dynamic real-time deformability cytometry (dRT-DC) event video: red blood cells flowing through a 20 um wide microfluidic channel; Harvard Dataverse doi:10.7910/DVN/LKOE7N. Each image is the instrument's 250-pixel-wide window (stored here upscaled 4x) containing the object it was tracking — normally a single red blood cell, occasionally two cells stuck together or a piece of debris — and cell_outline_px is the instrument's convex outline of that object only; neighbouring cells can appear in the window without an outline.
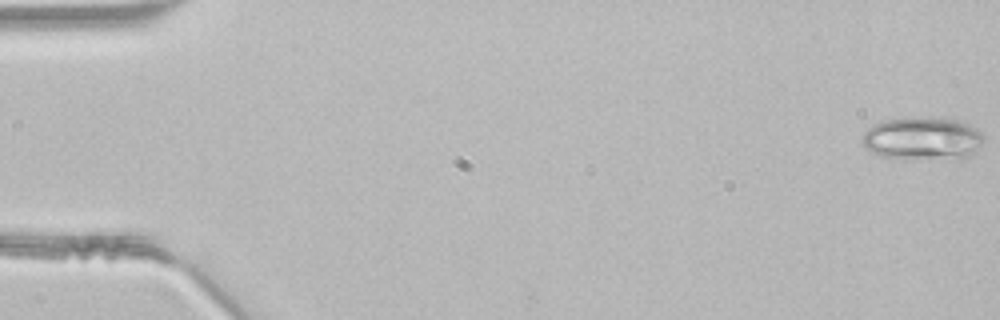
{"species": "common noctule bat (a hibernating species)", "species_latin": "Nyctalus noctula", "temperature_condition": "room temperature", "stored_images_in_passage": 47, "camera_frame_rate_fps": 3000, "um_per_image_px": 0.085, "animal": {"sex": "male", "body_mass_g": 21.5, "forearm_length_mm": 52.0}, "frame": {"image": 1, "passage_image": 1, "time_ms": 0.0, "image_size_px": [1000, 320], "cell_outline_px": [[984, 140], [964, 160], [904, 160], [880, 156], [864, 148], [860, 140], [864, 132], [872, 124], [884, 120], [932, 116], [944, 116], [964, 120], [984, 132]], "centroid_in_image_um": [78.45, 11.78], "position_along_channel_um": 6.6, "area_um2": 32.02}}
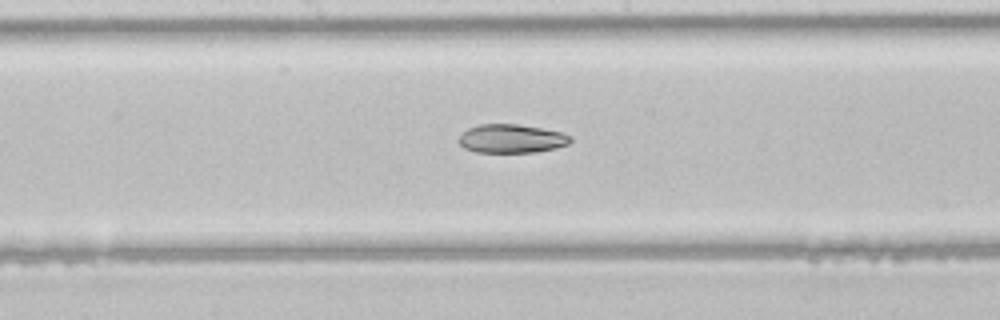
{"frame": {"image": 2, "passage_image": 25, "time_ms": 8.0, "image_size_px": [1000, 320], "cell_outline_px": [[572, 140], [568, 144], [556, 148], [536, 152], [476, 152], [464, 148], [456, 140], [468, 128], [480, 124], [516, 124], [540, 128], [560, 132], [572, 136]], "centroid_in_image_um": [43.47, 11.79], "position_along_channel_um": 204.7, "area_um2": 18.61}}
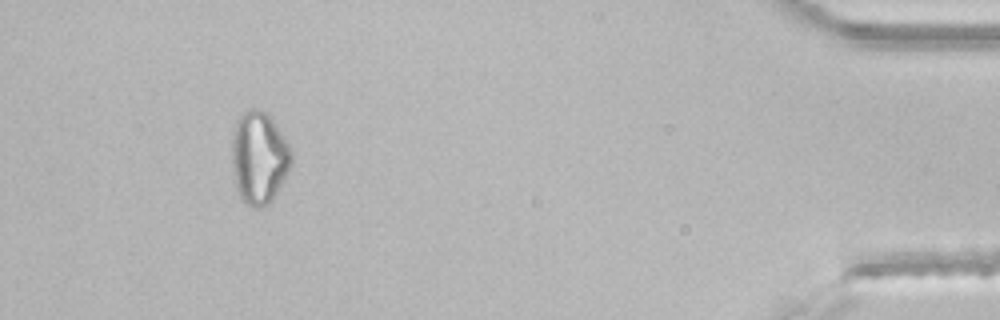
{"frame": {"image": 3, "passage_image": 44, "time_ms": 14.333, "image_size_px": [1000, 320], "cell_outline_px": [[292, 164], [284, 180], [272, 200], [268, 204], [260, 208], [252, 208], [240, 200], [236, 188], [232, 168], [232, 140], [236, 120], [240, 112], [248, 108], [256, 108], [272, 116], [288, 144], [292, 152]], "centroid_in_image_um": [22.01, 13.4], "position_along_channel_um": 413.2, "area_um2": 32.66}}